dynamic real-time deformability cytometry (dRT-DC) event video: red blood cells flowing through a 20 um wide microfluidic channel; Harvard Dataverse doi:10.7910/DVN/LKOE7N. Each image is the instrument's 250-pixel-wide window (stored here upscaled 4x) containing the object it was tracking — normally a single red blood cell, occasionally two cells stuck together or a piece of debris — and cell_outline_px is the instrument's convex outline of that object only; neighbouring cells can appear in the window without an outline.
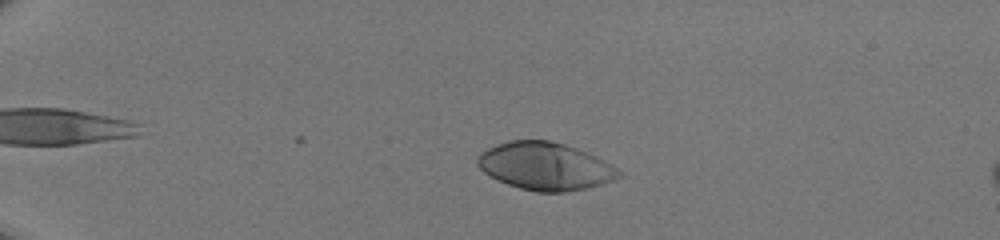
{"species": "human", "species_latin": "Homo sapiens", "temperature_condition": "room temperature", "stored_images_in_passage": 44, "camera_frame_rate_fps": 3000, "um_per_image_px": 0.085, "donor": {"sex": "male"}, "frame": {"image": 1, "passage_image": 7, "time_ms": 2.0, "image_size_px": [1000, 240], "cell_outline_px": [[624, 176], [616, 180], [588, 188], [564, 192], [536, 192], [520, 188], [508, 184], [484, 172], [476, 164], [476, 156], [480, 152], [496, 144], [508, 140], [548, 140], [564, 144], [588, 152], [604, 160], [624, 172]], "centroid_in_image_um": [46.38, 14.13], "position_along_channel_um": 38.6, "area_um2": 39.54}}
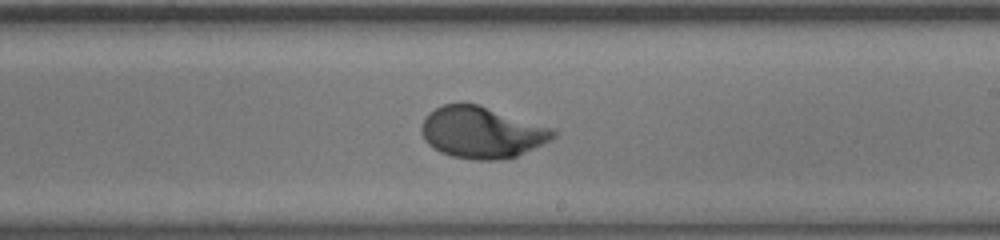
{"frame": {"image": 2, "passage_image": 27, "time_ms": 8.667, "image_size_px": [1000, 240], "cell_outline_px": [[560, 132], [552, 140], [516, 156], [500, 160], [476, 160], [452, 156], [440, 152], [428, 144], [424, 140], [420, 132], [420, 128], [424, 116], [428, 112], [444, 104], [460, 100], [476, 104], [556, 128]], "centroid_in_image_um": [40.95, 11.23], "position_along_channel_um": 248.0, "area_um2": 40.29}}
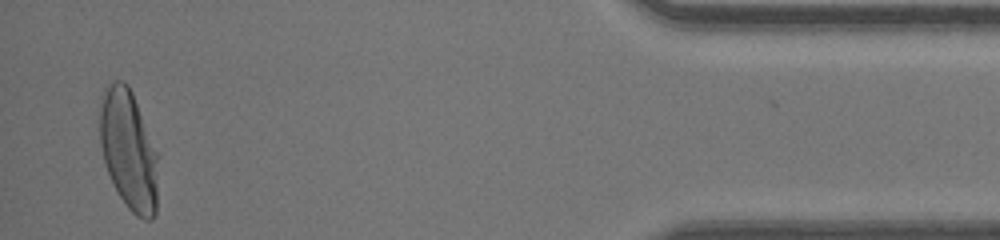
{"frame": {"image": 3, "passage_image": 43, "time_ms": 14.0, "image_size_px": [1000, 240], "cell_outline_px": [[156, 212], [152, 220], [144, 220], [136, 216], [124, 204], [108, 172], [104, 160], [100, 144], [100, 96], [108, 84], [116, 80], [124, 80], [128, 84], [132, 92], [156, 152]], "centroid_in_image_um": [10.9, 12.73], "position_along_channel_um": 424.3, "area_um2": 40.06}}